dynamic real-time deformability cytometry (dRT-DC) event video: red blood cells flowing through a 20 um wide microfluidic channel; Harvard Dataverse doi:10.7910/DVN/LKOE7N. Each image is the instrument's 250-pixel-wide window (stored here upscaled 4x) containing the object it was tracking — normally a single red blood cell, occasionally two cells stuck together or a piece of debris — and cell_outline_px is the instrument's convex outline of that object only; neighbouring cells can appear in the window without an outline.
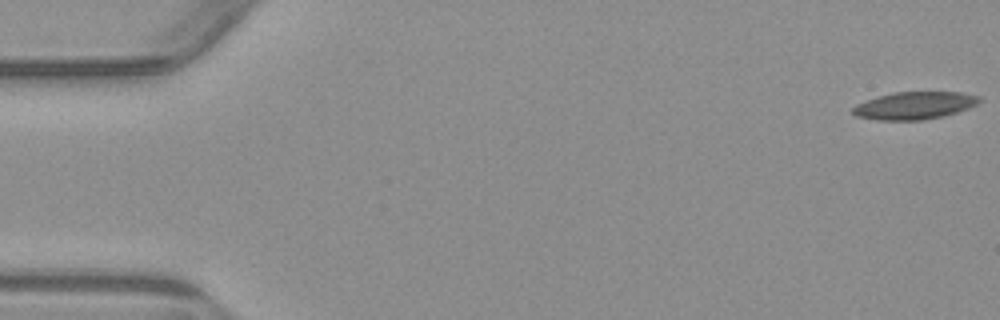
{"species": "common noctule bat (a hibernating species)", "species_latin": "Nyctalus noctula", "temperature_condition": "warm", "stored_images_in_passage": 5, "camera_frame_rate_fps": 3000, "um_per_image_px": 0.085, "animal": {"sex": "male", "body_mass_g": 23.1, "forearm_length_mm": 52.7}, "frame": {"image": 1, "passage_image": 1, "time_ms": 0.0, "image_size_px": [1000, 320], "cell_outline_px": [[984, 100], [968, 108], [944, 116], [924, 120], [876, 120], [856, 116], [852, 112], [852, 108], [856, 104], [892, 92], [960, 92], [980, 96]], "centroid_in_image_um": [77.76, 8.97], "position_along_channel_um": 7.2, "area_um2": 20.29}}
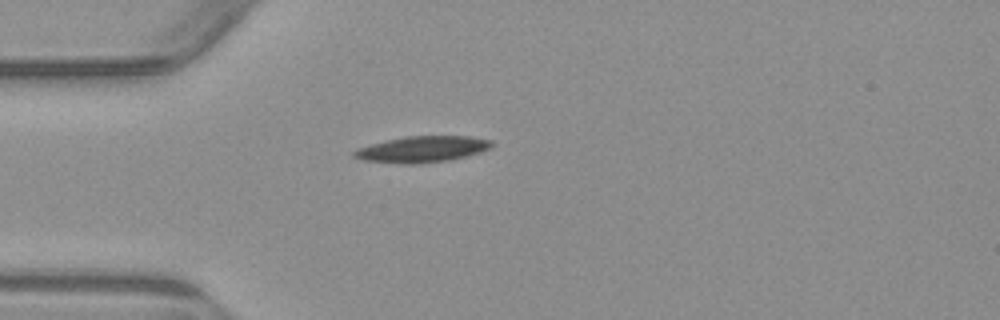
{"frame": {"image": 2, "passage_image": 5, "time_ms": 4.667, "image_size_px": [1000, 320], "cell_outline_px": [[496, 144], [492, 148], [480, 152], [448, 160], [420, 164], [400, 164], [364, 160], [352, 156], [352, 152], [360, 148], [372, 144], [404, 136], [472, 136], [492, 140]], "centroid_in_image_um": [35.95, 12.68], "position_along_channel_um": 49.1, "area_um2": 21.04}}